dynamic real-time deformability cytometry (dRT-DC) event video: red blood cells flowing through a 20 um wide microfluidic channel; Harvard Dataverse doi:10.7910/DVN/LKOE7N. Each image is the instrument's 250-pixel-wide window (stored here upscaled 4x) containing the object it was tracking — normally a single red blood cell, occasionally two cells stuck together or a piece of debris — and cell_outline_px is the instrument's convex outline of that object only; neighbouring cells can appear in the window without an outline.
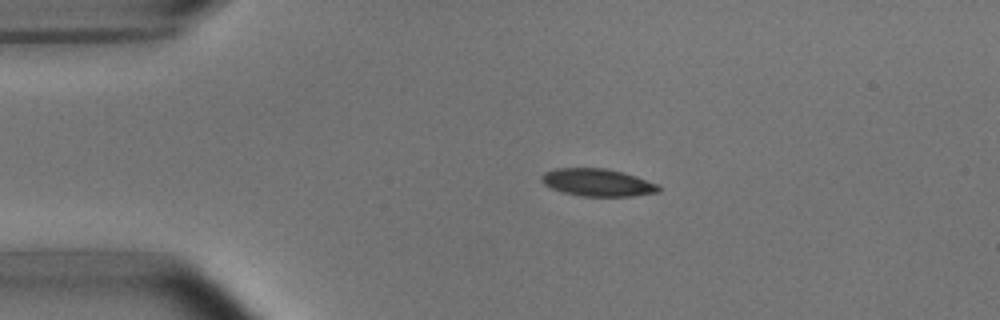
{"species": "common noctule bat (a hibernating species)", "species_latin": "Nyctalus noctula", "temperature_condition": "room temperature", "stored_images_in_passage": 43, "camera_frame_rate_fps": 3000, "um_per_image_px": 0.085, "animal": {"sex": "male", "body_mass_g": 15.6}, "frame": {"image": 1, "passage_image": 1, "time_ms": 0.0, "image_size_px": [1000, 320], "cell_outline_px": [[660, 192], [632, 196], [580, 196], [564, 192], [552, 188], [544, 184], [540, 180], [540, 176], [544, 172], [556, 168], [604, 168], [624, 172], [636, 176], [656, 184], [660, 188]], "centroid_in_image_um": [50.77, 15.51], "position_along_channel_um": 34.2, "area_um2": 18.73}}
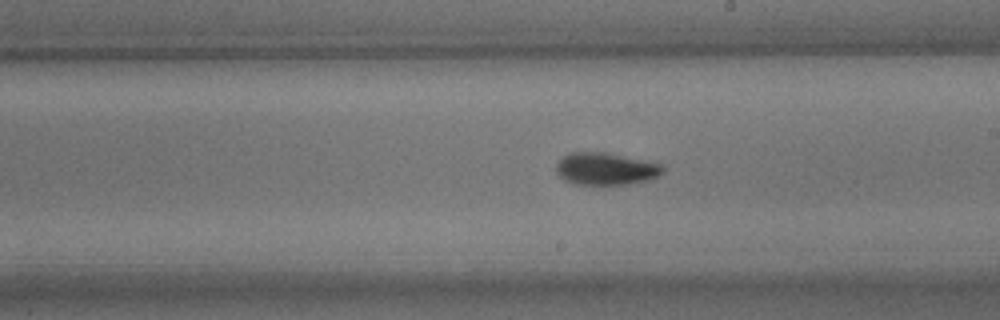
{"frame": {"image": 2, "passage_image": 20, "time_ms": 6.333, "image_size_px": [1000, 320], "cell_outline_px": [[664, 172], [660, 176], [648, 180], [628, 184], [572, 184], [564, 180], [556, 172], [556, 164], [568, 152], [604, 152], [664, 164]], "centroid_in_image_um": [51.51, 14.35], "position_along_channel_um": 237.5, "area_um2": 20.17}}
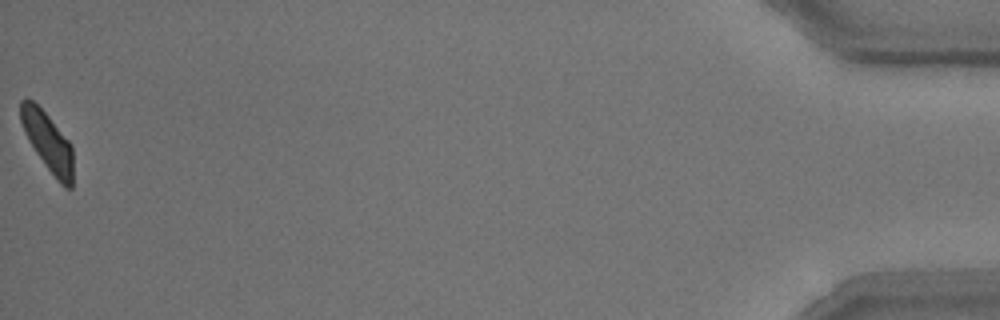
{"frame": {"image": 3, "passage_image": 43, "time_ms": 14.0, "image_size_px": [1000, 320], "cell_outline_px": [[72, 188], [64, 188], [60, 184], [44, 164], [28, 140], [24, 132], [20, 120], [20, 100], [32, 100], [48, 116], [72, 144]], "centroid_in_image_um": [4.06, 12.07], "position_along_channel_um": 431.1, "area_um2": 17.8}, "authors_computed_cell_mechanics": {"area_um2": 19.363, "velocity_mm_per_s": 3.7905, "shape_relaxation_time_tau1_ms": 2.9539, "shape_relaxation_time_tau2_ms": 1.6675, "deformation_change_tau1": 0.1219, "deformation_change_tau2": 0.0711}}